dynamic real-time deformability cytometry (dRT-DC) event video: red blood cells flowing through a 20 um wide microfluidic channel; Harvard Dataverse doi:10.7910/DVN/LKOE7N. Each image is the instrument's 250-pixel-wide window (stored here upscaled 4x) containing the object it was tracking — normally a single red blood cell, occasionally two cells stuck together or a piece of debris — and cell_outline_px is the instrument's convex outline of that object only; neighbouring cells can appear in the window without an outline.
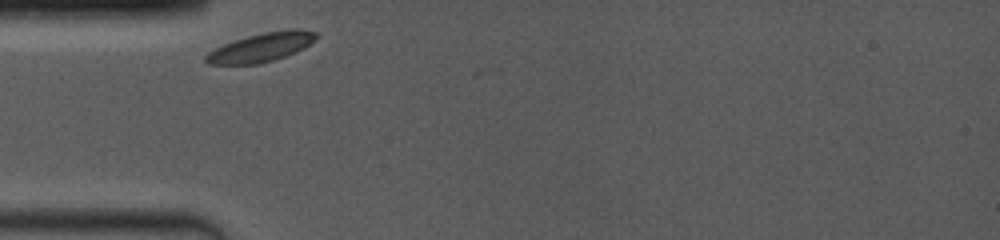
{"species": "common noctule bat (a hibernating species)", "species_latin": "Nyctalus noctula", "temperature_condition": "room temperature", "stored_images_in_passage": 2, "camera_frame_rate_fps": 4000, "um_per_image_px": 0.085, "animal": {"sex": "female", "body_mass_g": 19.0, "forearm_length_mm": 53.3}, "frame": {"image": 1, "passage_image": 1, "time_ms": 0.0, "image_size_px": [1000, 240], "cell_outline_px": [[316, 36], [304, 48], [296, 52], [260, 64], [208, 64], [204, 60], [204, 56], [208, 52], [224, 44], [248, 36], [264, 32], [288, 28], [296, 28], [316, 32]], "centroid_in_image_um": [22.18, 4.02], "position_along_channel_um": 62.8, "area_um2": 18.32}}